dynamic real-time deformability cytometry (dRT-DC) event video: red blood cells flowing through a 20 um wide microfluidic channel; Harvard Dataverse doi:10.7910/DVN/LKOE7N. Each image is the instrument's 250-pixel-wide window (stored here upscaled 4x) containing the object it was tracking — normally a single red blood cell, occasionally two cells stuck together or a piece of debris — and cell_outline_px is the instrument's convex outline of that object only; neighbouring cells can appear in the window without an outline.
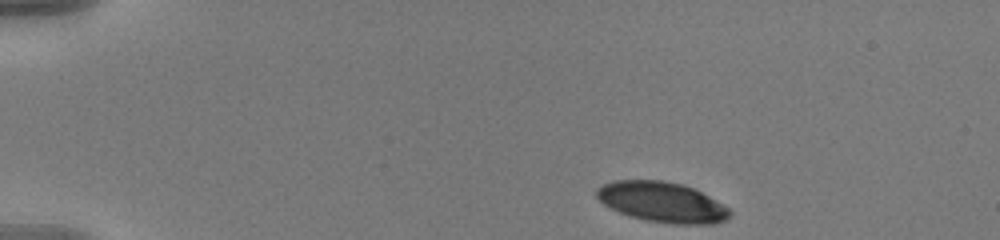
{"species": "human", "species_latin": "Homo sapiens", "temperature_condition": "warm", "stored_images_in_passage": 48, "camera_frame_rate_fps": 3000, "um_per_image_px": 0.085, "donor": {"sex": "male"}, "frame": {"image": 1, "passage_image": 1, "time_ms": 0.0, "image_size_px": [1000, 240], "cell_outline_px": [[732, 216], [724, 220], [712, 224], [676, 224], [648, 220], [632, 216], [620, 212], [604, 204], [596, 196], [596, 188], [600, 184], [612, 180], [664, 180], [684, 184], [716, 200], [728, 208], [732, 212]], "centroid_in_image_um": [56.27, 17.16], "position_along_channel_um": 28.7, "area_um2": 31.15}}
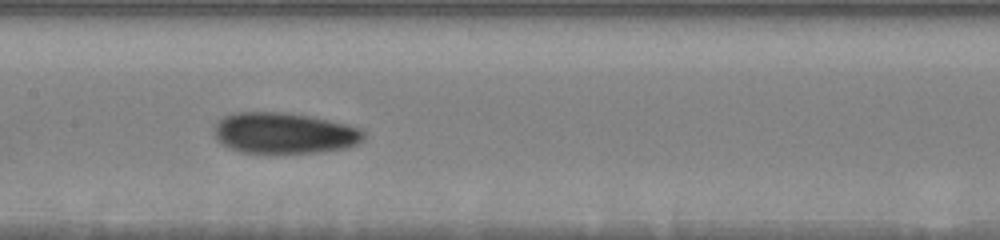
{"frame": {"image": 2, "passage_image": 21, "time_ms": 6.667, "image_size_px": [1000, 240], "cell_outline_px": [[364, 140], [348, 148], [324, 152], [240, 152], [228, 148], [220, 144], [216, 140], [212, 132], [216, 124], [224, 116], [236, 112], [280, 112], [308, 116], [348, 124], [360, 128], [364, 132]], "centroid_in_image_um": [24.14, 11.32], "position_along_channel_um": 183.3, "area_um2": 35.84}}
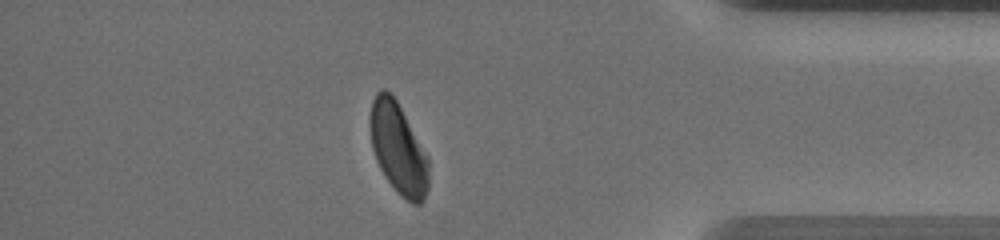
{"frame": {"image": 3, "passage_image": 41, "time_ms": 13.333, "image_size_px": [1000, 240], "cell_outline_px": [[428, 188], [424, 200], [420, 204], [412, 204], [384, 176], [376, 160], [372, 148], [368, 124], [368, 116], [372, 100], [376, 92], [380, 88], [384, 88], [396, 100], [428, 156]], "centroid_in_image_um": [33.81, 12.57], "position_along_channel_um": 401.4, "area_um2": 30.98}, "authors_computed_cell_mechanics": {"area_um2": 33.6107, "velocity_mm_per_s": 3.6247, "shape_relaxation_time_tau1_ms": 3.0524, "shape_relaxation_time_tau2_ms": 2.8934, "deformation_change_tau1": 0.1484, "deformation_change_tau2": 0.0811}}